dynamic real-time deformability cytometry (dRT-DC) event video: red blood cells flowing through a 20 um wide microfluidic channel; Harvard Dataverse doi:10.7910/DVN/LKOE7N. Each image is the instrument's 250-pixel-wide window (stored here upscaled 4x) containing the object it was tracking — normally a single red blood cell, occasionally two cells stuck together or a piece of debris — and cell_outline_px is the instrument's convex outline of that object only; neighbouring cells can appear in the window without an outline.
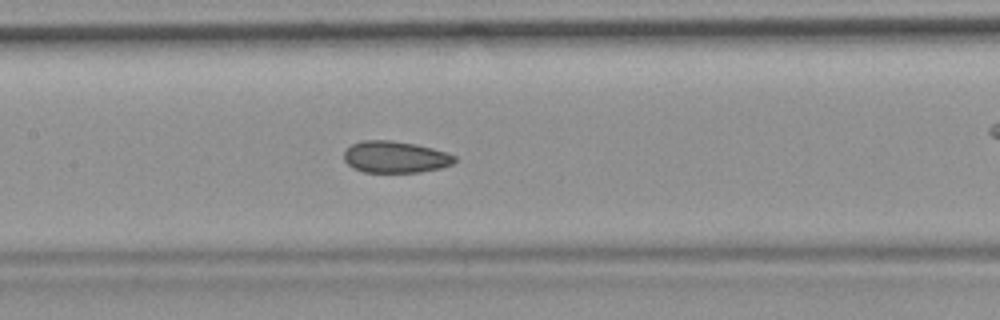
{"species": "common noctule bat (a hibernating species)", "species_latin": "Nyctalus noctula", "temperature_condition": "room temperature", "stored_images_in_passage": 42, "camera_frame_rate_fps": 3000, "um_per_image_px": 0.085, "animal": {"sex": "female", "body_mass_g": 19.9}, "frame": {"image": 1, "passage_image": 19, "time_ms": 6.0, "image_size_px": [1000, 320], "cell_outline_px": [[456, 160], [452, 164], [440, 168], [420, 172], [364, 172], [352, 168], [344, 160], [344, 152], [352, 144], [360, 140], [392, 140], [416, 144], [432, 148], [456, 156]], "centroid_in_image_um": [33.57, 13.34], "position_along_channel_um": 173.8, "area_um2": 20.46}, "authors_computed_cell_mechanics": {"area_um2": 21.0103, "velocity_mm_per_s": 3.7019, "shape_relaxation_time_tau1_ms": null, "shape_relaxation_time_tau2_ms": 2.5667, "deformation_change_tau1": null, "deformation_change_tau2": 0.0844}}